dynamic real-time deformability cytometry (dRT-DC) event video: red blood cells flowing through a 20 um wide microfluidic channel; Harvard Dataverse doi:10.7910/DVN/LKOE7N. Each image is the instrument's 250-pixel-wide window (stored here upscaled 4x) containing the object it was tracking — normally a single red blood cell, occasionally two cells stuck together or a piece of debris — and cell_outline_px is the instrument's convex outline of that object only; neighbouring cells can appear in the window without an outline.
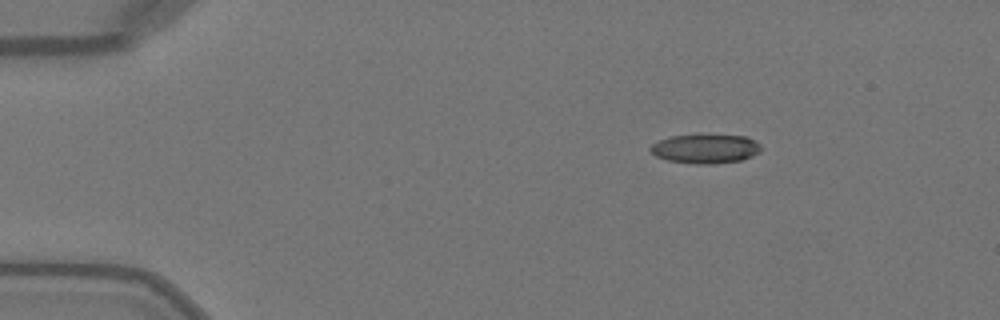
{"species": "Egyptian fruit bat (a non-hibernating species)", "species_latin": "Rousettus aegyptiacus", "temperature_condition": "warm", "stored_images_in_passage": 43, "camera_frame_rate_fps": 3000, "um_per_image_px": 0.085, "animal": {"sex": "female"}, "frame": {"image": 1, "passage_image": 1, "time_ms": 0.0, "image_size_px": [1000, 320], "cell_outline_px": [[760, 152], [752, 156], [740, 160], [712, 164], [696, 164], [668, 160], [656, 156], [648, 148], [652, 144], [660, 140], [672, 136], [696, 132], [748, 136], [760, 144]], "centroid_in_image_um": [59.97, 12.59], "position_along_channel_um": 25.0, "area_um2": 19.48}}
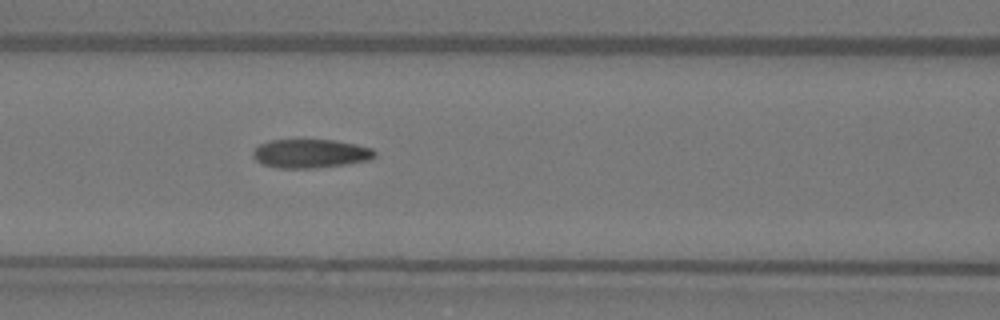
{"frame": {"image": 2, "passage_image": 15, "time_ms": 4.667, "image_size_px": [1000, 320], "cell_outline_px": [[376, 156], [368, 160], [348, 164], [316, 168], [280, 168], [260, 164], [252, 156], [252, 152], [260, 144], [268, 140], [336, 140], [356, 144], [372, 148], [376, 152]], "centroid_in_image_um": [26.39, 13.05], "position_along_channel_um": 140.2, "area_um2": 20.58}}
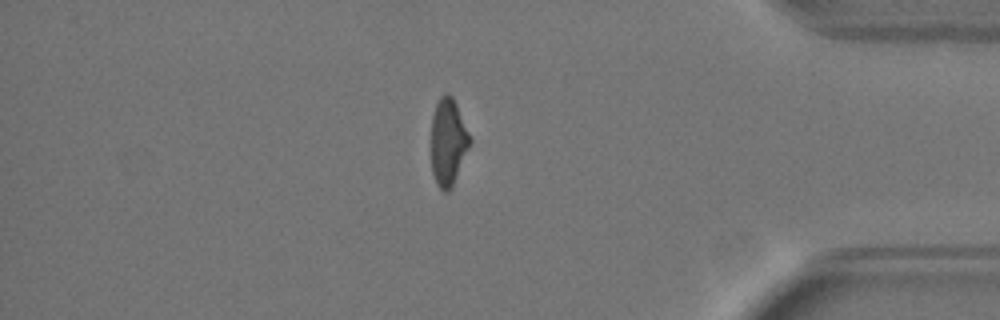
{"frame": {"image": 3, "passage_image": 36, "time_ms": 11.667, "image_size_px": [1000, 320], "cell_outline_px": [[472, 144], [452, 188], [448, 192], [444, 192], [436, 184], [432, 172], [432, 116], [436, 104], [440, 96], [444, 92], [448, 92], [452, 96], [456, 104], [472, 140]], "centroid_in_image_um": [38.11, 12.09], "position_along_channel_um": 397.1, "area_um2": 19.88}, "authors_computed_cell_mechanics": {"area_um2": 20.5768, "velocity_mm_per_s": 4.1021, "shape_relaxation_time_tau1_ms": 7.1338, "shape_relaxation_time_tau2_ms": 2.0488, "deformation_change_tau1": 0.2403, "deformation_change_tau2": 0.095}}